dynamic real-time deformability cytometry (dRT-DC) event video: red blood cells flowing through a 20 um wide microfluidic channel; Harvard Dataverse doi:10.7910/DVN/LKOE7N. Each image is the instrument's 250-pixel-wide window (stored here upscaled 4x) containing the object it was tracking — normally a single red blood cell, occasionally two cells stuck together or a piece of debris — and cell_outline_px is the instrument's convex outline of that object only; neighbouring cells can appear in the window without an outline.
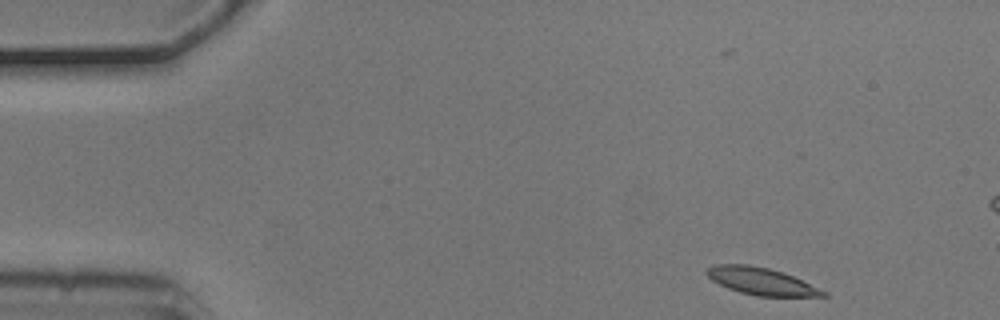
{"species": "common noctule bat (a hibernating species)", "species_latin": "Nyctalus noctula", "temperature_condition": "cold", "stored_images_in_passage": 5, "camera_frame_rate_fps": 3000, "um_per_image_px": 0.085, "animal": {"sex": "male", "body_mass_g": 20.5, "forearm_length_mm": 52.5}, "frame": {"image": 1, "passage_image": 1, "time_ms": 0.0, "image_size_px": [1000, 320], "cell_outline_px": [[828, 296], [756, 296], [740, 292], [728, 288], [712, 280], [704, 272], [708, 268], [716, 264], [748, 264], [768, 268], [784, 272], [828, 292]], "centroid_in_image_um": [64.71, 23.9], "position_along_channel_um": 20.3, "area_um2": 18.38}}